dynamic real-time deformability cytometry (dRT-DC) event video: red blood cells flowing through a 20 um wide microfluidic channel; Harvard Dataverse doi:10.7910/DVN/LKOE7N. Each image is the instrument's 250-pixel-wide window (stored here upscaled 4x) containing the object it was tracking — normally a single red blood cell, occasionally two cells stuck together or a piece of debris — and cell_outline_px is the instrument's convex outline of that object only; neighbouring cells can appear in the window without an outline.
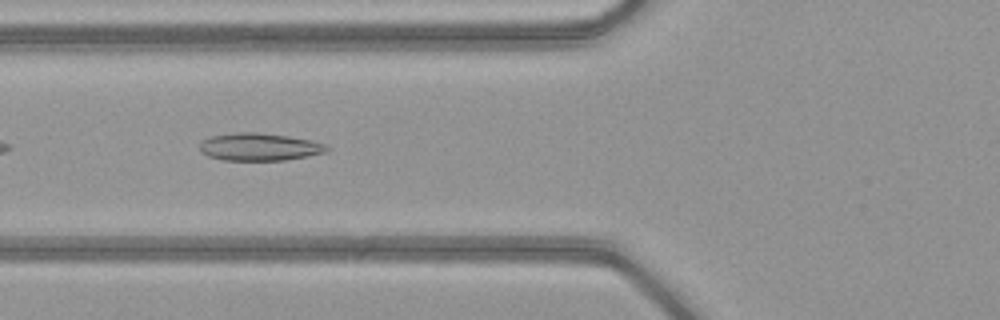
{"species": "common noctule bat (a hibernating species)", "species_latin": "Nyctalus noctula", "temperature_condition": "warm", "stored_images_in_passage": 36, "camera_frame_rate_fps": 3000, "um_per_image_px": 0.085, "animal": {"sex": "female", "body_mass_g": 21.9}, "frame": {"image": 1, "passage_image": 5, "time_ms": 1.333, "image_size_px": [1000, 320], "cell_outline_px": [[328, 152], [284, 160], [224, 160], [208, 156], [200, 152], [200, 144], [204, 140], [212, 136], [236, 132], [256, 132], [288, 136], [312, 140], [328, 144]], "centroid_in_image_um": [22.07, 12.48], "position_along_channel_um": 103.7, "area_um2": 20.4}}
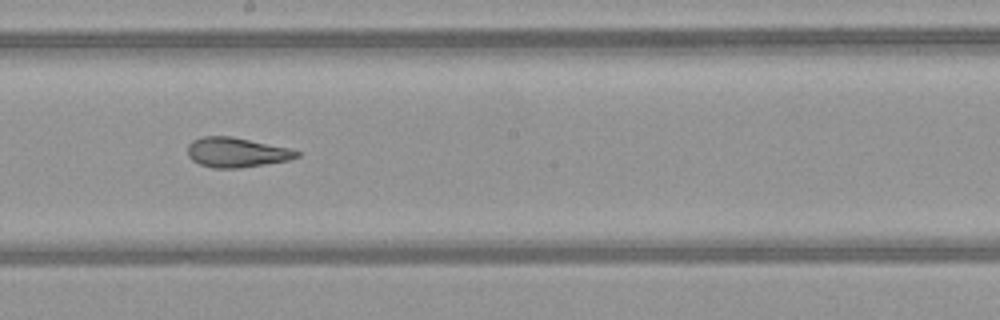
{"frame": {"image": 2, "passage_image": 14, "time_ms": 4.333, "image_size_px": [1000, 320], "cell_outline_px": [[300, 156], [288, 160], [240, 168], [212, 168], [200, 164], [192, 160], [188, 156], [188, 144], [192, 140], [204, 136], [232, 136], [288, 148], [300, 152]], "centroid_in_image_um": [20.07, 12.95], "position_along_channel_um": 228.1, "area_um2": 18.84}}
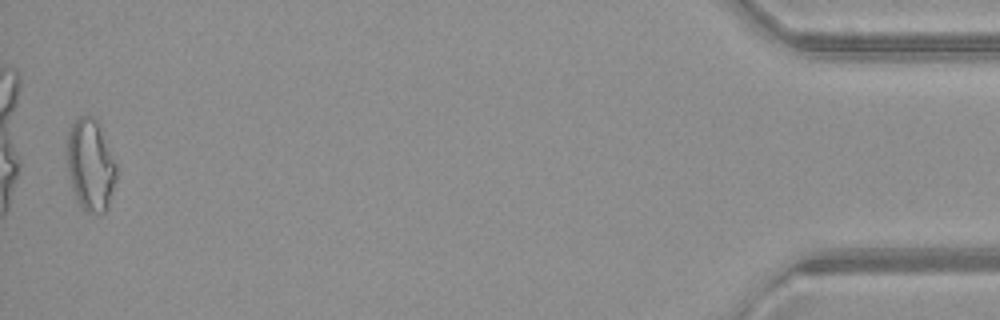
{"frame": {"image": 3, "passage_image": 35, "time_ms": 11.333, "image_size_px": [1000, 320], "cell_outline_px": [[116, 180], [108, 208], [100, 216], [88, 212], [80, 204], [72, 188], [68, 176], [68, 132], [72, 124], [80, 116], [92, 116], [100, 120], [116, 164]], "centroid_in_image_um": [7.73, 14.01], "position_along_channel_um": 427.5, "area_um2": 26.7}, "authors_computed_cell_mechanics": {"area_um2": 19.4497, "velocity_mm_per_s": 4.1237, "shape_relaxation_time_tau1_ms": null, "shape_relaxation_time_tau2_ms": 2.6736, "deformation_change_tau1": null, "deformation_change_tau2": 0.1034}}